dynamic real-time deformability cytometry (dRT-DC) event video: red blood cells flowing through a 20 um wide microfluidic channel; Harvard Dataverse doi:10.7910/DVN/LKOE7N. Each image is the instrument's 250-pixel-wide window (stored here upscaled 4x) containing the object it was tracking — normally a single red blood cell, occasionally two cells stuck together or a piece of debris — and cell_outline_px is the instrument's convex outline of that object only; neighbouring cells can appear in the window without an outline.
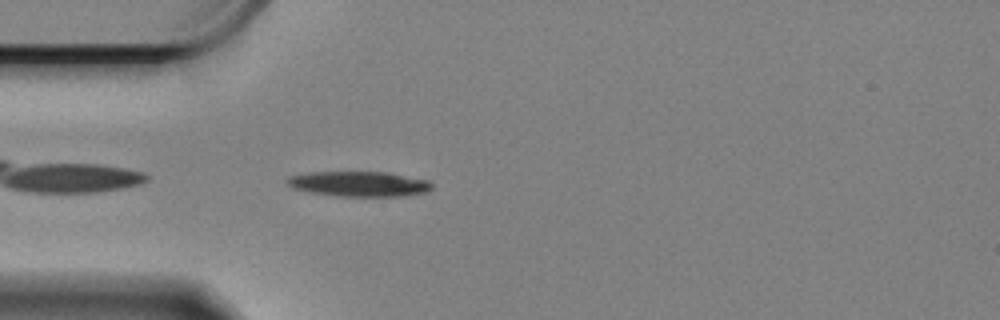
{"species": "Egyptian fruit bat (a non-hibernating species)", "species_latin": "Rousettus aegyptiacus", "temperature_condition": "cold", "stored_images_in_passage": 46, "camera_frame_rate_fps": 3000, "um_per_image_px": 0.085, "animal": {"sex": "female"}, "frame": {"image": 1, "passage_image": 3, "time_ms": 0.667, "image_size_px": [1000, 320], "cell_outline_px": [[432, 188], [424, 192], [404, 196], [336, 196], [312, 192], [292, 188], [284, 180], [288, 176], [308, 172], [388, 172], [428, 180], [432, 184]], "centroid_in_image_um": [30.49, 15.62], "position_along_channel_um": 54.5, "area_um2": 21.21}}
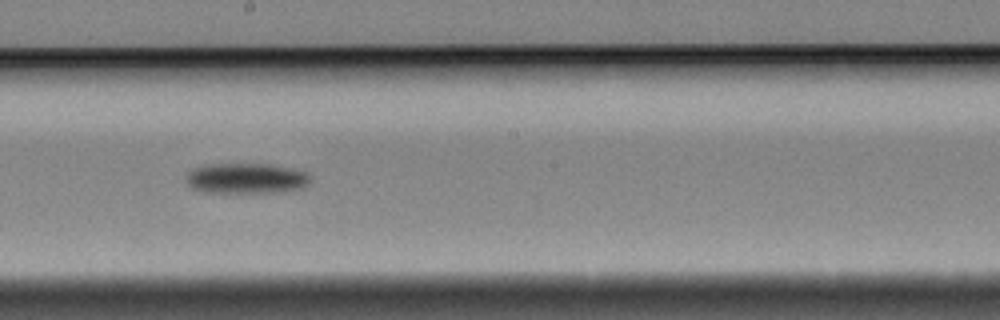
{"frame": {"image": 2, "passage_image": 19, "time_ms": 6.0, "image_size_px": [1000, 320], "cell_outline_px": [[308, 184], [304, 188], [284, 192], [204, 192], [192, 188], [188, 184], [188, 172], [192, 168], [204, 164], [272, 164], [292, 168], [308, 172]], "centroid_in_image_um": [20.95, 15.15], "position_along_channel_um": 227.2, "area_um2": 22.14}}
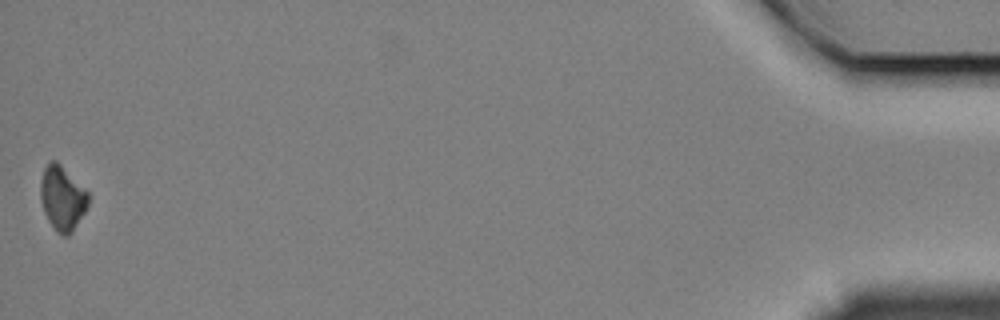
{"frame": {"image": 3, "passage_image": 46, "time_ms": 15.0, "image_size_px": [1000, 320], "cell_outline_px": [[88, 204], [84, 212], [72, 232], [68, 236], [64, 236], [56, 232], [48, 220], [44, 212], [40, 200], [40, 180], [44, 168], [52, 160], [56, 160], [88, 192]], "centroid_in_image_um": [5.27, 16.85], "position_along_channel_um": 429.9, "area_um2": 17.8}, "authors_computed_cell_mechanics": {"area_um2": 20.8947, "velocity_mm_per_s": 3.3118, "shape_relaxation_time_tau1_ms": 2.4675, "shape_relaxation_time_tau2_ms": null, "deformation_change_tau1": 0.1186, "deformation_change_tau2": null}}